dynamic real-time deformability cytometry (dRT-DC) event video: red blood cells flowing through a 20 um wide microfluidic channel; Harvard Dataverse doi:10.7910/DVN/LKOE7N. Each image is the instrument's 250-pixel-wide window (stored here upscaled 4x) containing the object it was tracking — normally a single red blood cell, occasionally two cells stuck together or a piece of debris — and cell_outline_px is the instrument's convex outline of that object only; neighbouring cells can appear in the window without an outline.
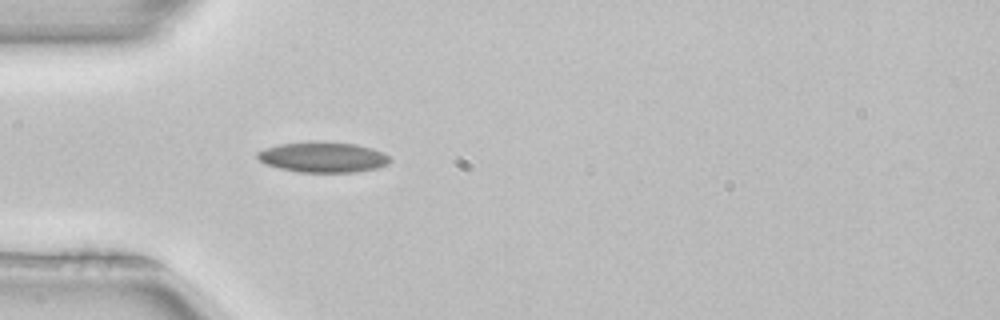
{"species": "common noctule bat (a hibernating species)", "species_latin": "Nyctalus noctula", "temperature_condition": "room temperature", "stored_images_in_passage": 51, "camera_frame_rate_fps": 3000, "um_per_image_px": 0.085, "animal": {"sex": "female", "body_mass_g": 22.7, "forearm_length_mm": 54.2}, "frame": {"image": 1, "passage_image": 15, "time_ms": 4.667, "image_size_px": [1000, 320], "cell_outline_px": [[392, 160], [388, 164], [376, 168], [356, 172], [296, 172], [264, 164], [256, 156], [256, 152], [264, 148], [280, 144], [312, 140], [356, 144], [372, 148], [384, 152]], "centroid_in_image_um": [27.44, 13.34], "position_along_channel_um": 57.6, "area_um2": 23.87}}
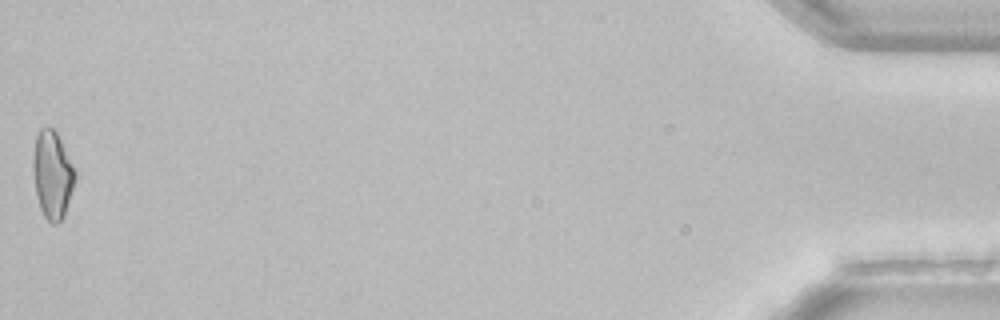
{"frame": {"image": 2, "passage_image": 51, "time_ms": 16.667, "image_size_px": [1000, 320], "cell_outline_px": [[76, 176], [64, 216], [56, 224], [52, 224], [44, 216], [40, 208], [36, 192], [32, 168], [32, 156], [36, 136], [40, 128], [52, 128], [56, 132], [76, 172]], "centroid_in_image_um": [4.43, 14.85], "position_along_channel_um": 430.8, "area_um2": 21.15}}